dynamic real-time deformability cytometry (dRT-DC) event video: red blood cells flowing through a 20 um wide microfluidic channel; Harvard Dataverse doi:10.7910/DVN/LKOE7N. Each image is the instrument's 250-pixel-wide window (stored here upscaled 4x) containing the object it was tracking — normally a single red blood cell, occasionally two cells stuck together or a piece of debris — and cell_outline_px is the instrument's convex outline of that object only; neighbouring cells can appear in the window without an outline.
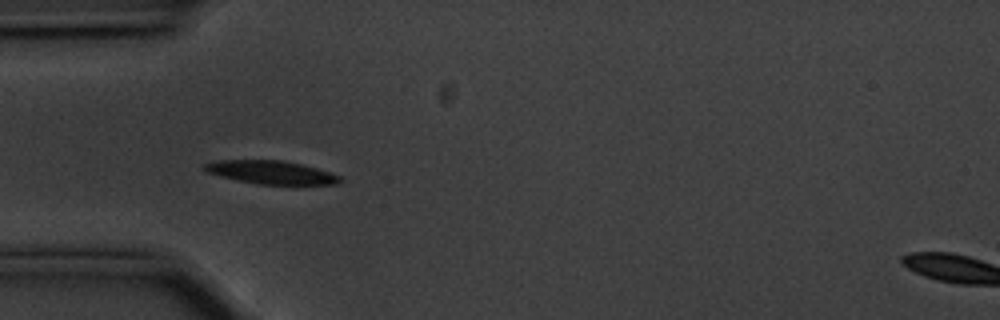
{"species": "common noctule bat (a hibernating species)", "species_latin": "Nyctalus noctula", "temperature_condition": "cold", "stored_images_in_passage": 45, "camera_frame_rate_fps": 3000, "um_per_image_px": 0.085, "animal": {"sex": "male", "body_mass_g": 20.1, "forearm_length_mm": 53.5}, "frame": {"image": 1, "passage_image": 5, "time_ms": 1.333, "image_size_px": [1000, 320], "cell_outline_px": [[344, 180], [336, 184], [256, 184], [236, 180], [204, 172], [200, 168], [204, 164], [220, 160], [284, 160], [316, 168], [340, 176]], "centroid_in_image_um": [22.98, 14.65], "position_along_channel_um": 62.0, "area_um2": 18.38}}
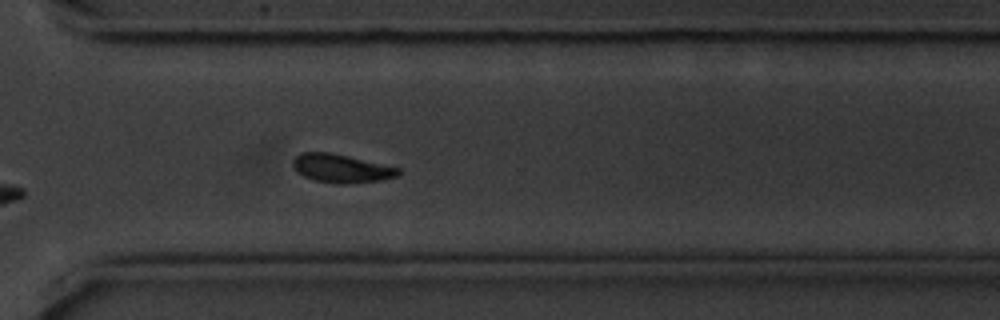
{"frame": {"image": 2, "passage_image": 29, "time_ms": 9.333, "image_size_px": [1000, 320], "cell_outline_px": [[400, 176], [380, 180], [348, 184], [336, 184], [312, 180], [296, 172], [292, 164], [292, 160], [300, 152], [328, 152], [348, 156], [400, 168]], "centroid_in_image_um": [28.98, 14.32], "position_along_channel_um": 341.6, "area_um2": 17.63}}
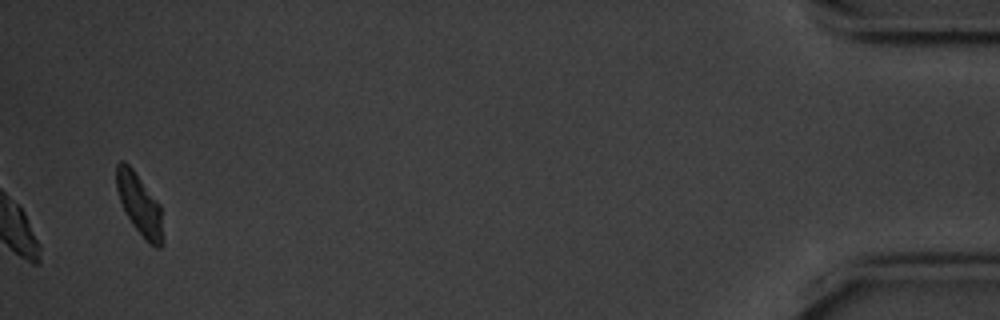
{"frame": {"image": 3, "passage_image": 43, "time_ms": 14.0, "image_size_px": [1000, 320], "cell_outline_px": [[164, 244], [160, 248], [156, 248], [148, 244], [132, 224], [124, 212], [116, 188], [116, 164], [120, 160], [124, 160], [132, 168], [160, 204], [164, 240]], "centroid_in_image_um": [11.87, 17.42], "position_along_channel_um": 423.3, "area_um2": 16.88}}